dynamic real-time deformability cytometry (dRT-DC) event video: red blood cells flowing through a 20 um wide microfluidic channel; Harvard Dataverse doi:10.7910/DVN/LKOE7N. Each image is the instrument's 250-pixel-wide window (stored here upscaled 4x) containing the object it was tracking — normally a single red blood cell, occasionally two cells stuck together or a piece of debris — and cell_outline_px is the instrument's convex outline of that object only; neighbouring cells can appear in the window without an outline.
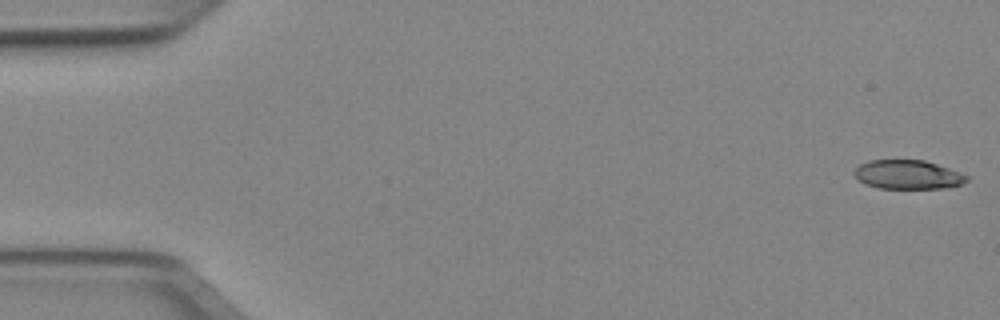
{"species": "Egyptian fruit bat (a non-hibernating species)", "species_latin": "Rousettus aegyptiacus", "temperature_condition": "cold", "stored_images_in_passage": 51, "camera_frame_rate_fps": 3000, "um_per_image_px": 0.085, "animal": {"sex": "female"}, "frame": {"image": 1, "passage_image": 1, "time_ms": 0.0, "image_size_px": [1000, 320], "cell_outline_px": [[968, 180], [964, 184], [948, 188], [880, 188], [864, 184], [852, 172], [860, 164], [868, 160], [924, 160], [960, 172], [968, 176]], "centroid_in_image_um": [77.18, 14.84], "position_along_channel_um": 7.8, "area_um2": 19.02}}
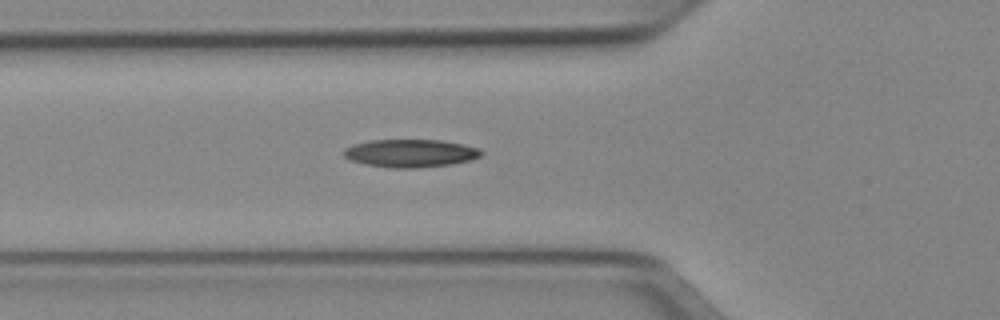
{"frame": {"image": 2, "passage_image": 18, "time_ms": 5.667, "image_size_px": [1000, 320], "cell_outline_px": [[484, 152], [480, 156], [472, 160], [452, 164], [416, 168], [388, 168], [364, 164], [348, 160], [344, 156], [344, 148], [352, 144], [368, 140], [440, 140], [464, 144], [476, 148]], "centroid_in_image_um": [34.85, 13.03], "position_along_channel_um": 91.0, "area_um2": 22.6}}
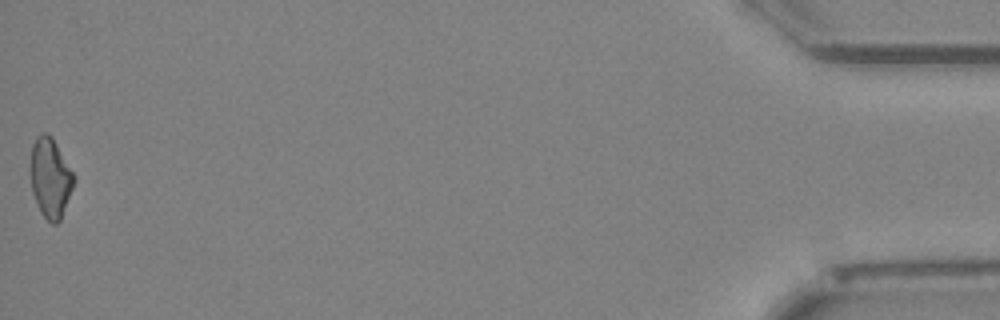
{"frame": {"image": 3, "passage_image": 51, "time_ms": 16.667, "image_size_px": [1000, 320], "cell_outline_px": [[76, 180], [60, 220], [56, 224], [52, 224], [40, 212], [36, 204], [32, 192], [28, 168], [32, 144], [36, 136], [40, 132], [48, 132], [52, 136], [76, 176]], "centroid_in_image_um": [4.25, 15.07], "position_along_channel_um": 430.9, "area_um2": 20.87}, "authors_computed_cell_mechanics": {"area_um2": 20.8658, "velocity_mm_per_s": 3.9747, "shape_relaxation_time_tau1_ms": 5.6126, "shape_relaxation_time_tau2_ms": 10.3367, "deformation_change_tau1": 0.1736, "deformation_change_tau2": 0.2231}}